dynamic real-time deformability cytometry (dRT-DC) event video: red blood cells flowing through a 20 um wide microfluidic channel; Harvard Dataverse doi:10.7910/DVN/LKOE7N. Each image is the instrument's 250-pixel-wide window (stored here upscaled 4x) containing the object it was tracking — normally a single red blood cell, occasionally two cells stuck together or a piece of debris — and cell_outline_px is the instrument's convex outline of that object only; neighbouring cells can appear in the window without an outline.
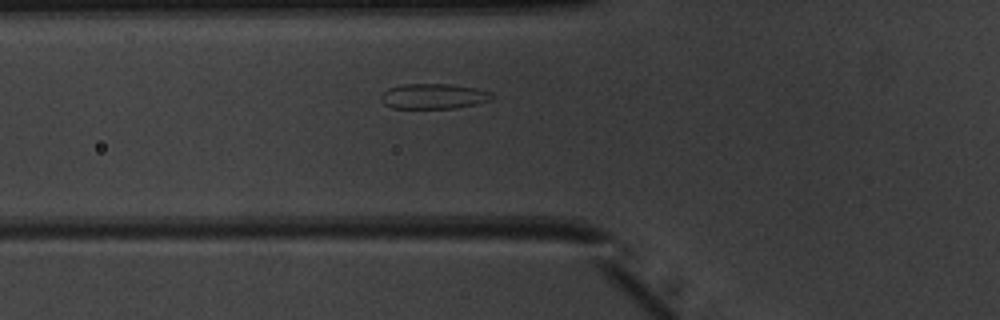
{"species": "common noctule bat (a hibernating species)", "species_latin": "Nyctalus noctula", "temperature_condition": "warm", "stored_images_in_passage": 37, "camera_frame_rate_fps": 3000, "um_per_image_px": 0.085, "animal": {"sex": "male", "body_mass_g": 20.1, "forearm_length_mm": 53.5}, "frame": {"image": 1, "passage_image": 5, "time_ms": 1.333, "image_size_px": [1000, 320], "cell_outline_px": [[492, 96], [488, 100], [476, 104], [456, 108], [392, 108], [384, 104], [380, 100], [380, 96], [388, 88], [404, 84], [448, 84], [476, 88], [488, 92]], "centroid_in_image_um": [36.78, 8.18], "position_along_channel_um": 89.0, "area_um2": 16.13}}
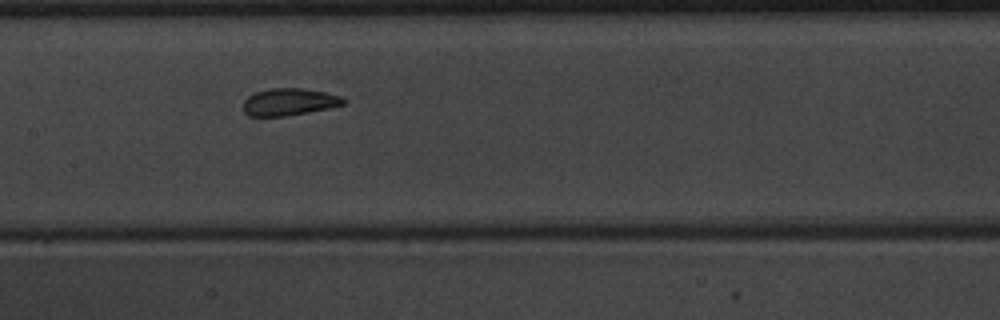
{"frame": {"image": 2, "passage_image": 12, "time_ms": 3.667, "image_size_px": [1000, 320], "cell_outline_px": [[348, 100], [344, 104], [328, 108], [308, 112], [284, 116], [248, 116], [244, 112], [244, 100], [248, 96], [256, 92], [272, 88], [304, 88], [324, 92], [340, 96]], "centroid_in_image_um": [24.58, 8.66], "position_along_channel_um": 182.8, "area_um2": 15.78}}
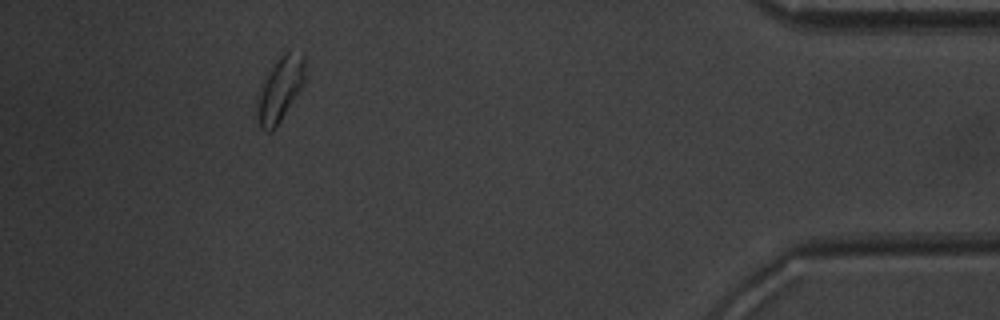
{"frame": {"image": 3, "passage_image": 33, "time_ms": 10.667, "image_size_px": [1000, 320], "cell_outline_px": [[304, 84], [276, 128], [272, 132], [268, 132], [260, 124], [252, 108], [256, 92], [260, 84], [280, 56], [284, 52], [304, 52]], "centroid_in_image_um": [23.73, 7.62], "position_along_channel_um": 411.5, "area_um2": 18.5}}